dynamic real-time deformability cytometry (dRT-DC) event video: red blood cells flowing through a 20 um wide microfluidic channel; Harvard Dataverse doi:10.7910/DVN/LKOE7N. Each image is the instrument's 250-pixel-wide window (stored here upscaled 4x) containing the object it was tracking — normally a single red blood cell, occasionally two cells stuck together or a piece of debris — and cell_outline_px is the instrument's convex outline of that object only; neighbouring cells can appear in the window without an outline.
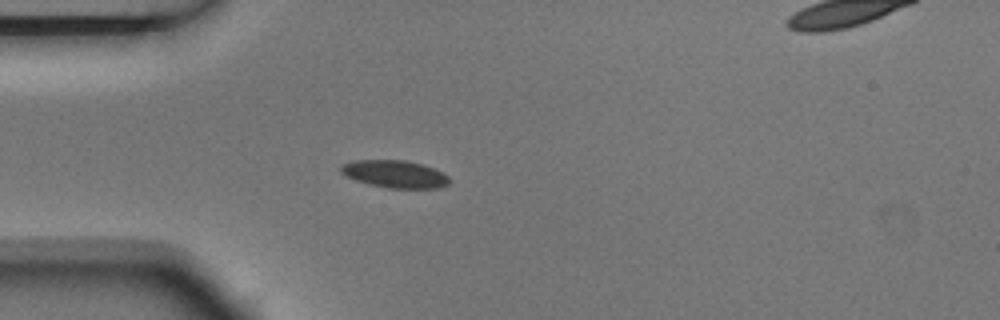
{"species": "Egyptian fruit bat (a non-hibernating species)", "species_latin": "Rousettus aegyptiacus", "temperature_condition": "room temperature", "stored_images_in_passage": 5, "segment_of_instrument_passage": [1, 2], "camera_frame_rate_fps": 3000, "um_per_image_px": 0.085, "animal": {"sex": "male"}, "frame": {"image": 1, "passage_image": 4, "time_ms": 1.0, "image_size_px": [1000, 320], "cell_outline_px": [[452, 180], [448, 184], [436, 188], [388, 188], [368, 184], [344, 176], [340, 172], [340, 168], [344, 164], [352, 160], [404, 160], [424, 164], [444, 172]], "centroid_in_image_um": [33.58, 14.79], "position_along_channel_um": 51.4, "area_um2": 17.57}}